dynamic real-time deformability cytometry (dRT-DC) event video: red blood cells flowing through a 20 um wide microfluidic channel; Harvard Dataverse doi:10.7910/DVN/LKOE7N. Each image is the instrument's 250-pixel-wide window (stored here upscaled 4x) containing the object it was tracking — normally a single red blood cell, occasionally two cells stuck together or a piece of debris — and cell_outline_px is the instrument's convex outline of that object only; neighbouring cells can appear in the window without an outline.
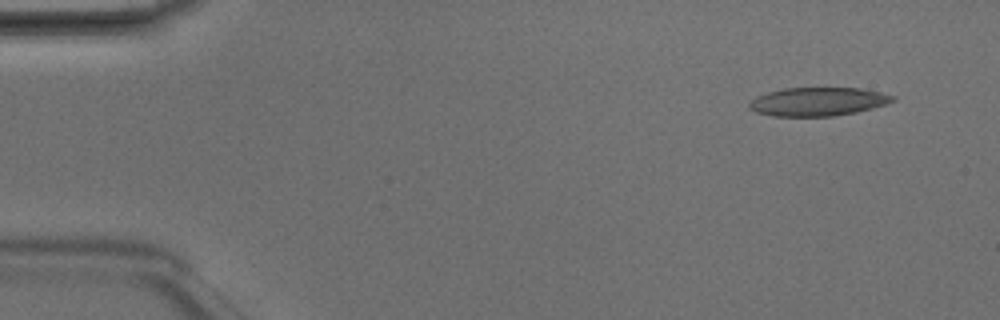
{"species": "Egyptian fruit bat (a non-hibernating species)", "species_latin": "Rousettus aegyptiacus", "temperature_condition": "room temperature", "stored_images_in_passage": 4, "camera_frame_rate_fps": 3000, "um_per_image_px": 0.085, "animal": {"sex": "male"}, "frame": {"image": 1, "passage_image": 1, "time_ms": 0.0, "image_size_px": [1000, 320], "cell_outline_px": [[896, 100], [872, 108], [856, 112], [832, 116], [772, 116], [756, 112], [748, 108], [748, 104], [756, 96], [768, 92], [784, 88], [860, 88], [880, 92], [896, 96]], "centroid_in_image_um": [69.51, 8.64], "position_along_channel_um": 15.5, "area_um2": 23.81}}
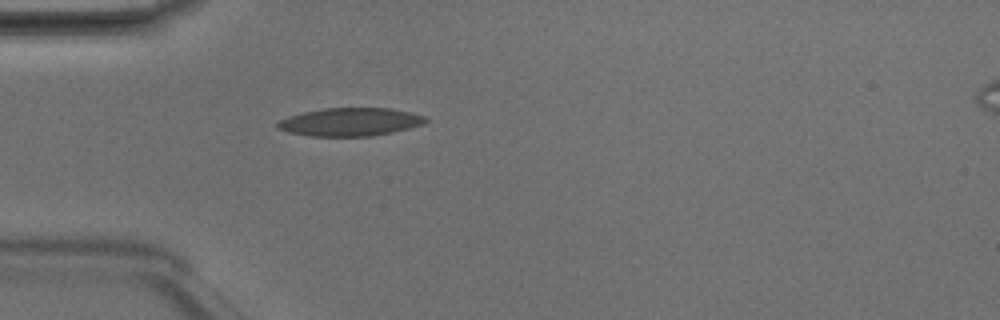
{"frame": {"image": 2, "passage_image": 4, "time_ms": 1.0, "image_size_px": [1000, 320], "cell_outline_px": [[428, 120], [424, 124], [392, 132], [372, 136], [312, 136], [288, 132], [276, 128], [276, 124], [280, 120], [288, 116], [304, 112], [324, 108], [392, 108], [424, 116]], "centroid_in_image_um": [29.75, 10.36], "position_along_channel_um": 55.3, "area_um2": 24.16}}